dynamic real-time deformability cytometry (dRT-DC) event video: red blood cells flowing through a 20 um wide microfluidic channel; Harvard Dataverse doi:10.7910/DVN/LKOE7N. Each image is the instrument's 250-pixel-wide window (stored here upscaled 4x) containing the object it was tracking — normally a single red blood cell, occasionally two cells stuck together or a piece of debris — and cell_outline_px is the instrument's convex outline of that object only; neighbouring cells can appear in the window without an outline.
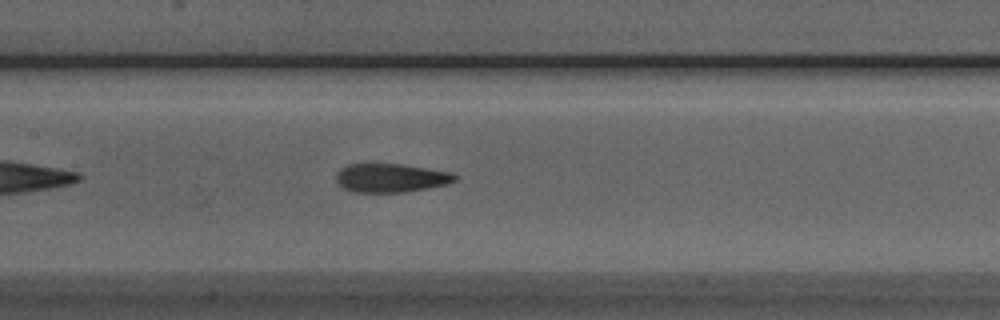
{"species": "Egyptian fruit bat (a non-hibernating species)", "species_latin": "Rousettus aegyptiacus", "temperature_condition": "room temperature", "stored_images_in_passage": 40, "camera_frame_rate_fps": 3000, "um_per_image_px": 0.085, "animal": {"sex": "male"}, "frame": {"image": 1, "passage_image": 12, "time_ms": 3.667, "image_size_px": [1000, 320], "cell_outline_px": [[460, 176], [456, 180], [448, 184], [428, 188], [404, 192], [352, 192], [344, 188], [336, 180], [336, 172], [340, 168], [348, 164], [372, 160], [404, 164], [452, 172]], "centroid_in_image_um": [33.2, 15.07], "position_along_channel_um": 174.2, "area_um2": 20.87}}
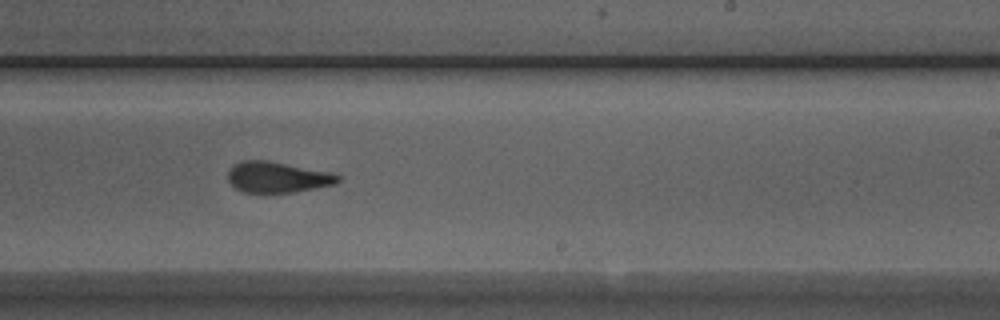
{"frame": {"image": 2, "passage_image": 19, "time_ms": 6.0, "image_size_px": [1000, 320], "cell_outline_px": [[340, 180], [336, 184], [292, 192], [244, 192], [236, 188], [228, 180], [228, 172], [236, 164], [244, 160], [268, 160], [332, 172], [340, 176]], "centroid_in_image_um": [23.62, 15.05], "position_along_channel_um": 265.4, "area_um2": 19.59}}
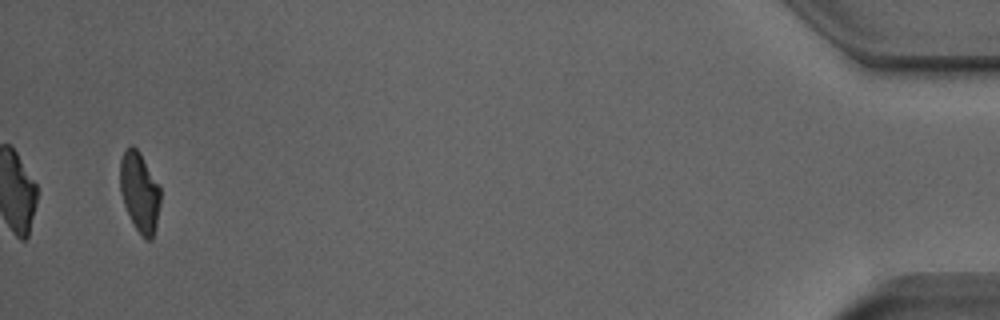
{"frame": {"image": 3, "passage_image": 38, "time_ms": 12.333, "image_size_px": [1000, 320], "cell_outline_px": [[160, 204], [156, 224], [152, 240], [144, 240], [140, 236], [124, 204], [120, 192], [120, 160], [124, 148], [132, 144], [140, 152], [160, 184]], "centroid_in_image_um": [11.87, 16.29], "position_along_channel_um": 423.3, "area_um2": 19.07}, "authors_computed_cell_mechanics": {"area_um2": 20.3456, "velocity_mm_per_s": 3.9233, "shape_relaxation_time_tau1_ms": 6.3199, "shape_relaxation_time_tau2_ms": 1.2592, "deformation_change_tau1": 0.2088, "deformation_change_tau2": 0.0988}}